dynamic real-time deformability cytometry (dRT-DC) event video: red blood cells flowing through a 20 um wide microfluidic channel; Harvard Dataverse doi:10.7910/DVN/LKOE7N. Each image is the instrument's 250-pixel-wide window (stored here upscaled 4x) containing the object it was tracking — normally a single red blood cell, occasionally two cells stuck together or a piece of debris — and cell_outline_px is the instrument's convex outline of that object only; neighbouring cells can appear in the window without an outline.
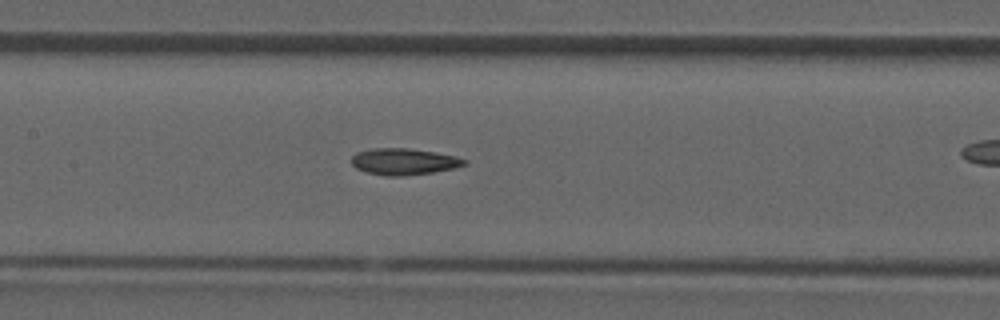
{"species": "common noctule bat (a hibernating species)", "species_latin": "Nyctalus noctula", "temperature_condition": "room temperature", "stored_images_in_passage": 30, "camera_frame_rate_fps": 3000, "um_per_image_px": 0.085, "animal": {"sex": "male", "forearm_length_mm": 52.5}, "frame": {"image": 1, "passage_image": 18, "time_ms": 5.667, "image_size_px": [1000, 320], "cell_outline_px": [[468, 164], [452, 168], [432, 172], [400, 176], [384, 176], [368, 172], [356, 168], [352, 164], [352, 156], [356, 152], [372, 148], [408, 148], [456, 156], [468, 160]], "centroid_in_image_um": [34.32, 13.73], "position_along_channel_um": 173.1, "area_um2": 17.28}}
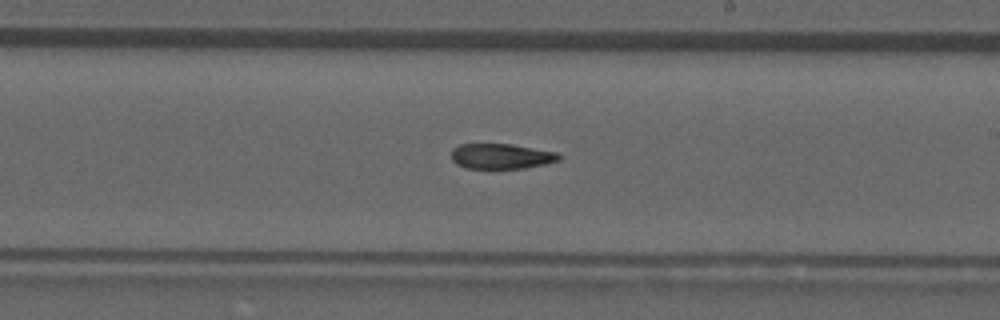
{"frame": {"image": 2, "passage_image": 22, "time_ms": 7.0, "image_size_px": [1000, 320], "cell_outline_px": [[560, 160], [544, 164], [524, 168], [464, 168], [456, 164], [452, 160], [452, 148], [460, 144], [512, 144], [560, 152]], "centroid_in_image_um": [42.62, 13.27], "position_along_channel_um": 246.4, "area_um2": 15.95}}